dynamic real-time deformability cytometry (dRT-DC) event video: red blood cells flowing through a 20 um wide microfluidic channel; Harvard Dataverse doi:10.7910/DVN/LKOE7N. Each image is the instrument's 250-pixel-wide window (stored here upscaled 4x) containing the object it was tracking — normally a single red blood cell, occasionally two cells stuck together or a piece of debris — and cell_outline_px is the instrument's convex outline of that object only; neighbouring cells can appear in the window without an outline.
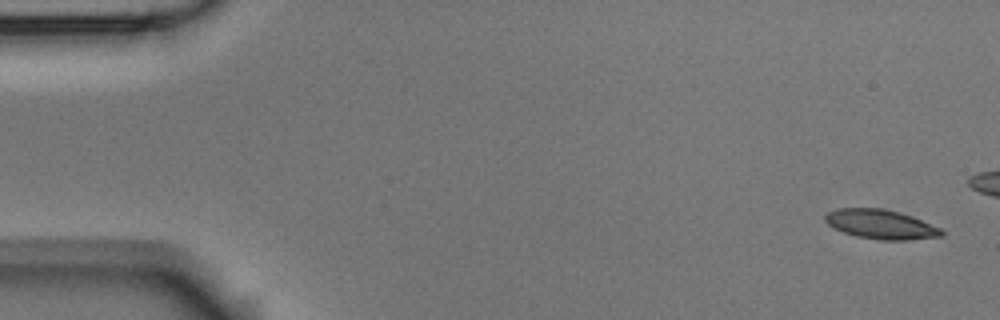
{"species": "Egyptian fruit bat (a non-hibernating species)", "species_latin": "Rousettus aegyptiacus", "temperature_condition": "room temperature", "stored_images_in_passage": 5, "camera_frame_rate_fps": 3000, "um_per_image_px": 0.085, "animal": {"sex": "male"}, "frame": {"image": 1, "passage_image": 1, "time_ms": 0.0, "image_size_px": [1000, 320], "cell_outline_px": [[944, 236], [908, 240], [880, 240], [856, 236], [844, 232], [828, 224], [824, 220], [824, 216], [828, 212], [836, 208], [880, 208], [900, 212], [912, 216], [940, 228], [944, 232]], "centroid_in_image_um": [74.88, 19.06], "position_along_channel_um": 10.1, "area_um2": 19.88}}